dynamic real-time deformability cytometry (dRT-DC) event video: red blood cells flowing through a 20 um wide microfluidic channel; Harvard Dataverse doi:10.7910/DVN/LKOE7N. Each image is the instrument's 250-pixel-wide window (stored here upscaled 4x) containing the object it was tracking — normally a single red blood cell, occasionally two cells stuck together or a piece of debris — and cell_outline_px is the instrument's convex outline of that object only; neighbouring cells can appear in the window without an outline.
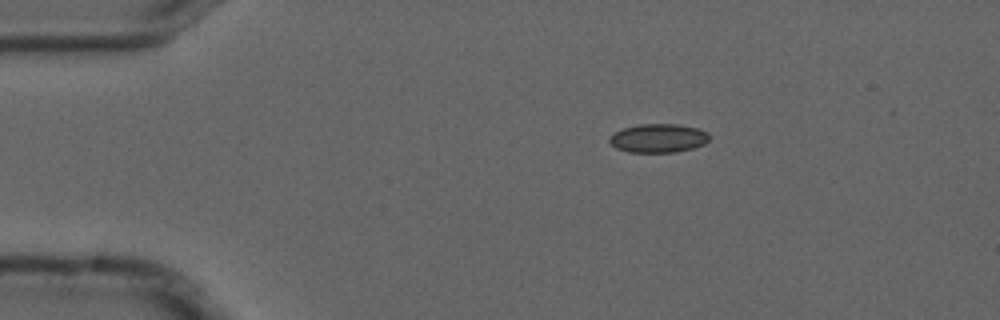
{"species": "common noctule bat (a hibernating species)", "species_latin": "Nyctalus noctula", "temperature_condition": "cold", "stored_images_in_passage": 6, "camera_frame_rate_fps": 3000, "um_per_image_px": 0.085, "animal": {"sex": "male", "forearm_length_mm": 52.5}, "frame": {"image": 1, "passage_image": 1, "time_ms": 0.0, "image_size_px": [1000, 320], "cell_outline_px": [[708, 140], [704, 144], [692, 148], [676, 152], [628, 152], [616, 148], [608, 140], [616, 132], [624, 128], [640, 124], [680, 124], [696, 128], [708, 132]], "centroid_in_image_um": [55.97, 11.74], "position_along_channel_um": 29.0, "area_um2": 16.53}}
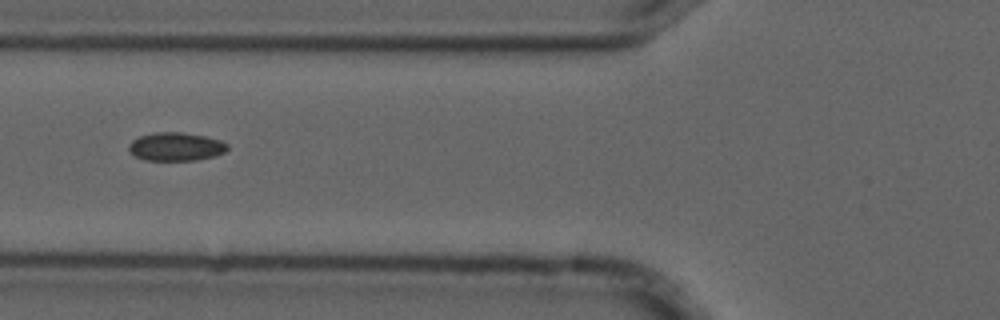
{"frame": {"image": 2, "passage_image": 4, "time_ms": 1.0, "image_size_px": [1000, 320], "cell_outline_px": [[228, 148], [224, 152], [216, 156], [196, 160], [144, 160], [136, 156], [128, 148], [128, 144], [132, 140], [140, 136], [156, 132], [180, 132], [204, 136], [220, 140], [228, 144]], "centroid_in_image_um": [14.96, 12.46], "position_along_channel_um": 110.8, "area_um2": 16.24}}
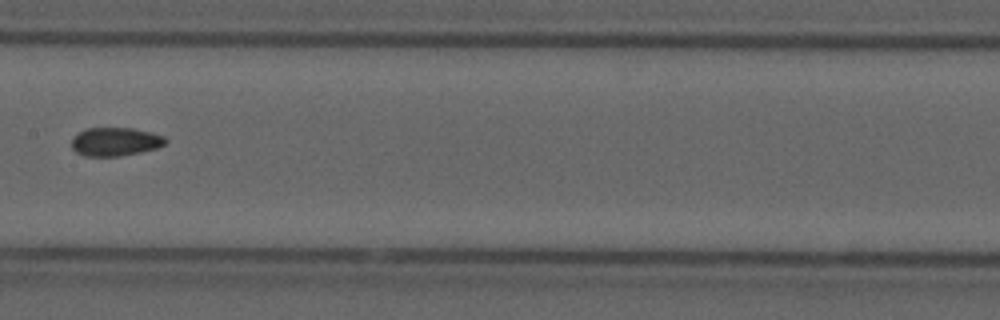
{"frame": {"image": 3, "passage_image": 6, "time_ms": 1.667, "image_size_px": [1000, 320], "cell_outline_px": [[168, 140], [164, 144], [156, 148], [140, 152], [120, 156], [84, 156], [76, 152], [72, 148], [72, 136], [84, 128], [132, 128], [152, 132], [164, 136]], "centroid_in_image_um": [9.78, 12.03], "position_along_channel_um": 197.6, "area_um2": 15.72}}